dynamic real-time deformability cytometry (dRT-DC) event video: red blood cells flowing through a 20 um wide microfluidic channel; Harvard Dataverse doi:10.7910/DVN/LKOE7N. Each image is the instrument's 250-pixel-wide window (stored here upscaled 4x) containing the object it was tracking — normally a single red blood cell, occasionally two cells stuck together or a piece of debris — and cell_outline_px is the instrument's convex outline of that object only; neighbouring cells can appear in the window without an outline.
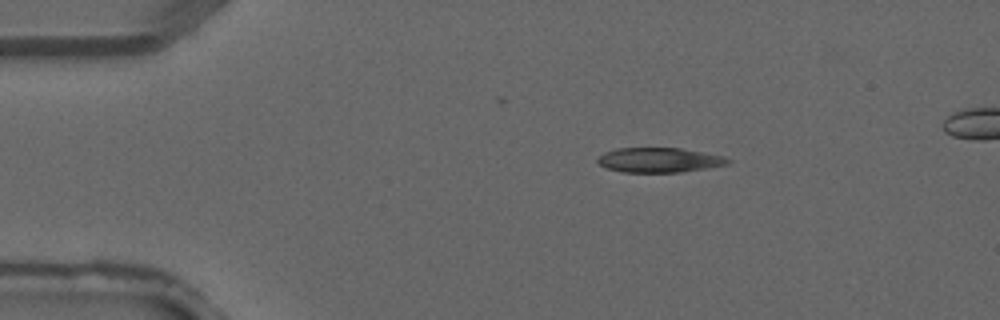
{"species": "common noctule bat (a hibernating species)", "species_latin": "Nyctalus noctula", "temperature_condition": "warm", "stored_images_in_passage": 3, "camera_frame_rate_fps": 3000, "um_per_image_px": 0.085, "animal": {"sex": "male", "forearm_length_mm": 52.5}, "frame": {"image": 1, "passage_image": 1, "time_ms": 0.0, "image_size_px": [1000, 320], "cell_outline_px": [[732, 160], [728, 164], [708, 168], [680, 172], [624, 172], [608, 168], [600, 164], [596, 160], [604, 152], [616, 148], [680, 148], [724, 156]], "centroid_in_image_um": [56.06, 13.6], "position_along_channel_um": 28.9, "area_um2": 18.67}}